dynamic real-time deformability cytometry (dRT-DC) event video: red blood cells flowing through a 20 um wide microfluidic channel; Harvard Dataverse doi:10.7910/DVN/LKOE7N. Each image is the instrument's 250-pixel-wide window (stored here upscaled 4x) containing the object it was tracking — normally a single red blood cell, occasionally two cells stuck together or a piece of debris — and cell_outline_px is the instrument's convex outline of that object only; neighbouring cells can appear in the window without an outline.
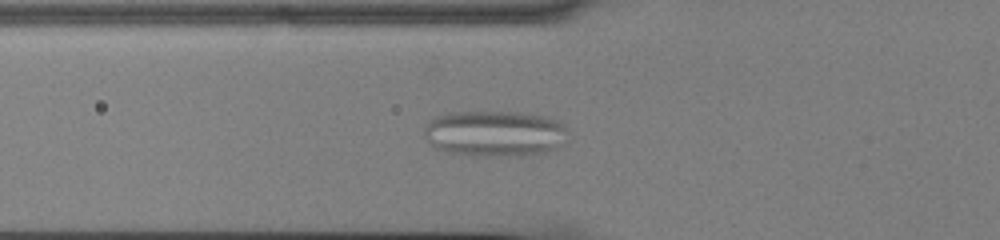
{"species": "common noctule bat (a hibernating species)", "species_latin": "Nyctalus noctula", "temperature_condition": "cold", "stored_images_in_passage": 54, "camera_frame_rate_fps": 3000, "um_per_image_px": 0.085, "animal": {"sex": "male", "body_mass_g": 13.0, "forearm_length_mm": 53.1}, "frame": {"image": 1, "passage_image": 19, "time_ms": 6.0, "image_size_px": [1000, 240], "cell_outline_px": [[568, 132], [564, 144], [560, 148], [544, 152], [520, 156], [476, 156], [448, 152], [436, 148], [424, 136], [424, 128], [432, 116], [448, 112], [520, 112], [544, 116], [560, 120], [564, 124]], "centroid_in_image_um": [42.08, 11.34], "position_along_channel_um": 83.7, "area_um2": 39.19}}
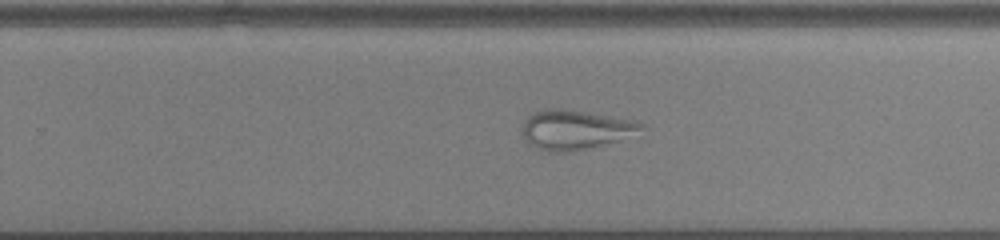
{"frame": {"image": 2, "passage_image": 35, "time_ms": 11.333, "image_size_px": [1000, 240], "cell_outline_px": [[644, 124], [640, 128], [616, 140], [572, 152], [548, 152], [536, 148], [528, 144], [524, 140], [524, 120], [528, 116], [544, 108], [560, 108], [632, 120]], "centroid_in_image_um": [48.75, 11.03], "position_along_channel_um": 281.0, "area_um2": 26.47}}
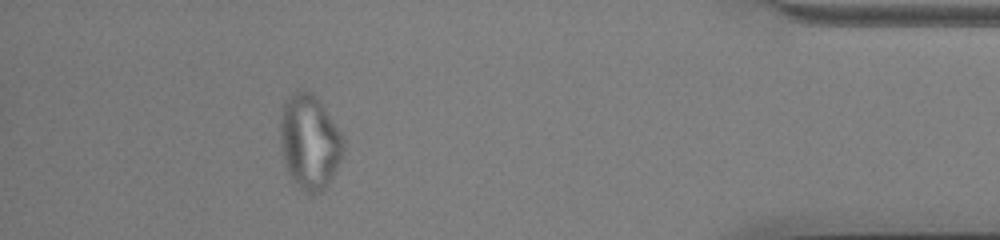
{"frame": {"image": 3, "passage_image": 49, "time_ms": 16.0, "image_size_px": [1000, 240], "cell_outline_px": [[344, 152], [328, 184], [320, 192], [312, 196], [304, 192], [292, 180], [284, 164], [280, 152], [280, 108], [292, 92], [296, 88], [312, 92], [320, 100], [344, 136]], "centroid_in_image_um": [26.29, 12.03], "position_along_channel_um": 408.9, "area_um2": 35.66}}